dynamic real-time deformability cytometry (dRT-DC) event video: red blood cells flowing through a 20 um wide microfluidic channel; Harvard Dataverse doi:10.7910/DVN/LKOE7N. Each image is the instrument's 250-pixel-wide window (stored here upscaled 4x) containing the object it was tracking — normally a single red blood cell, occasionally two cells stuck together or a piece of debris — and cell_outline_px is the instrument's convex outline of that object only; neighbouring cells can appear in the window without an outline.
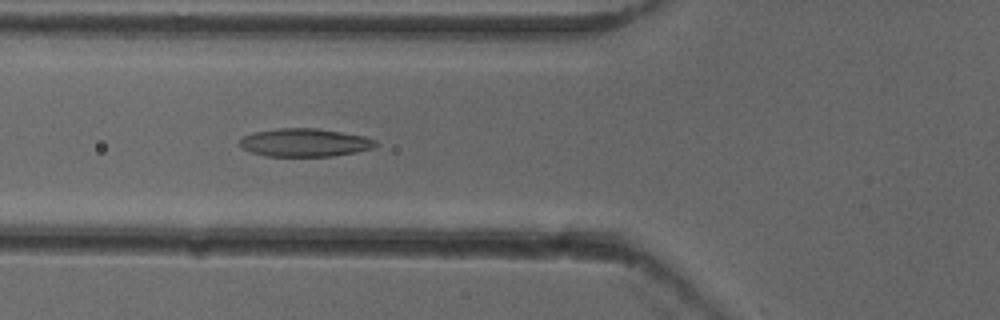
{"species": "common noctule bat (a hibernating species)", "species_latin": "Nyctalus noctula", "temperature_condition": "cold", "stored_images_in_passage": 53, "camera_frame_rate_fps": 3000, "um_per_image_px": 0.085, "animal": {"sex": "female"}, "frame": {"image": 1, "passage_image": 20, "time_ms": 6.333, "image_size_px": [1000, 320], "cell_outline_px": [[380, 144], [372, 148], [356, 152], [332, 156], [264, 156], [252, 152], [244, 148], [240, 144], [240, 140], [244, 136], [252, 132], [280, 128], [316, 128], [364, 136], [376, 140]], "centroid_in_image_um": [25.93, 12.12], "position_along_channel_um": 99.9, "area_um2": 22.2}}
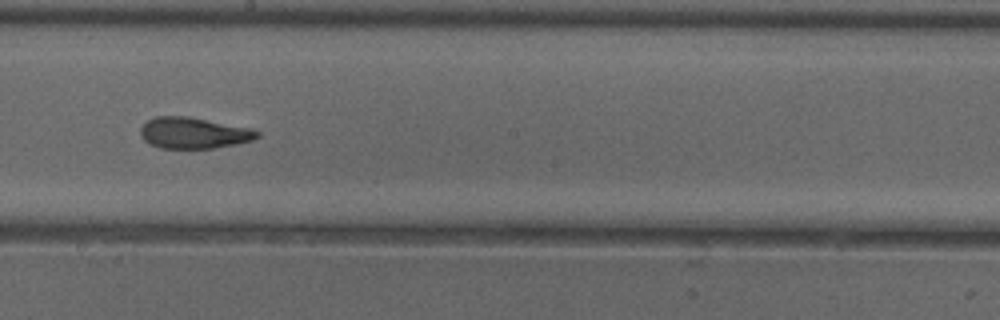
{"frame": {"image": 2, "passage_image": 30, "time_ms": 9.667, "image_size_px": [1000, 320], "cell_outline_px": [[260, 136], [252, 140], [236, 144], [212, 148], [160, 148], [144, 140], [140, 136], [140, 128], [148, 120], [156, 116], [188, 116], [252, 128], [260, 132]], "centroid_in_image_um": [16.47, 11.29], "position_along_channel_um": 231.7, "area_um2": 21.21}}
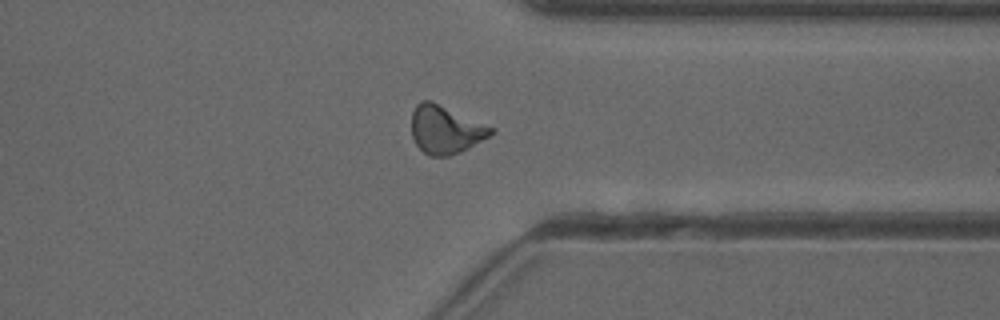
{"frame": {"image": 3, "passage_image": 41, "time_ms": 13.333, "image_size_px": [1000, 320], "cell_outline_px": [[496, 132], [468, 148], [460, 152], [448, 156], [428, 156], [416, 144], [412, 136], [412, 112], [416, 104], [420, 100], [432, 100], [496, 128]], "centroid_in_image_um": [37.88, 10.99], "position_along_channel_um": 373.5, "area_um2": 22.48}, "authors_computed_cell_mechanics": {"area_um2": 21.6172, "velocity_mm_per_s": 3.933, "shape_relaxation_time_tau1_ms": 8.6152, "shape_relaxation_time_tau2_ms": 2.1542, "deformation_change_tau1": 0.1996, "deformation_change_tau2": 0.0956}}